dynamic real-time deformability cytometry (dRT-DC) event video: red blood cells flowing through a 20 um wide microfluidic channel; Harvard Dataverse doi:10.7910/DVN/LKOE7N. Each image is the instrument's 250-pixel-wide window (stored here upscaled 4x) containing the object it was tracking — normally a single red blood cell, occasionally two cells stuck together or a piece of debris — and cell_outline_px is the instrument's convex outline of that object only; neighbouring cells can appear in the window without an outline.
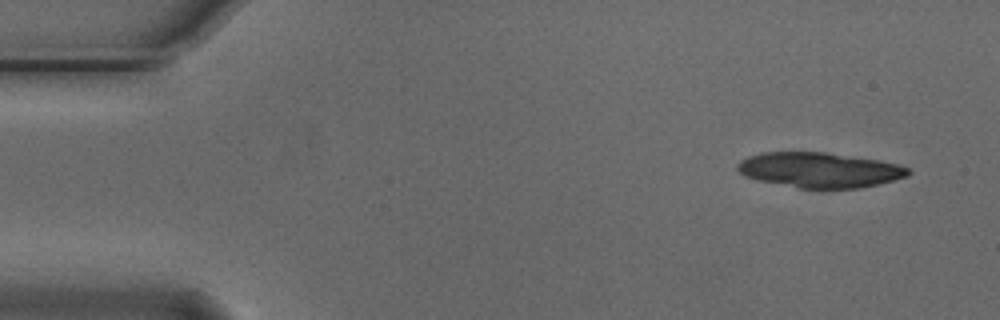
{"species": "Egyptian fruit bat (a non-hibernating species)", "species_latin": "Rousettus aegyptiacus", "temperature_condition": "cold", "stored_images_in_passage": 3, "camera_frame_rate_fps": 3000, "um_per_image_px": 0.085, "animal": {"sex": "male"}, "frame": {"image": 1, "passage_image": 1, "time_ms": 0.0, "image_size_px": [1000, 320], "cell_outline_px": [[912, 172], [908, 176], [860, 188], [800, 188], [760, 180], [744, 176], [736, 168], [736, 164], [740, 160], [748, 156], [760, 152], [824, 152], [880, 160], [896, 164], [908, 168]], "centroid_in_image_um": [69.64, 14.44], "position_along_channel_um": 15.4, "area_um2": 34.74}}